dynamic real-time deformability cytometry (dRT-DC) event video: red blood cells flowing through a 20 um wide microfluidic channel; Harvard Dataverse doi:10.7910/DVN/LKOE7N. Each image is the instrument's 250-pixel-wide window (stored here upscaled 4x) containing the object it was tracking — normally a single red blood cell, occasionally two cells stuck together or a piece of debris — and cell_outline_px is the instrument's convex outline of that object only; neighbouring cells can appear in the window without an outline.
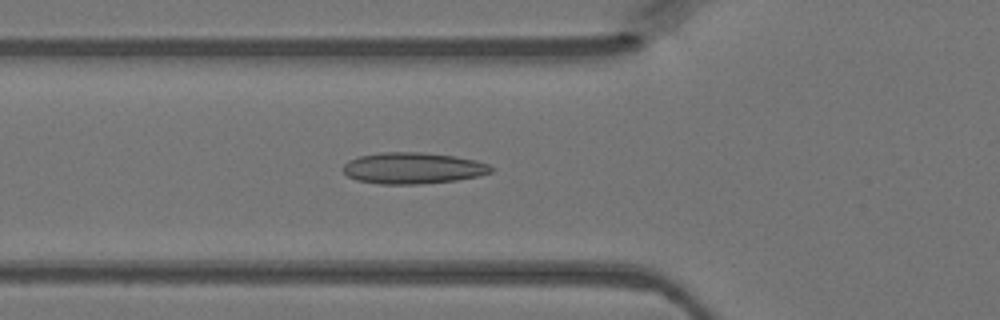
{"species": "Egyptian fruit bat (a non-hibernating species)", "species_latin": "Rousettus aegyptiacus", "temperature_condition": "warm", "stored_images_in_passage": 45, "camera_frame_rate_fps": 3000, "um_per_image_px": 0.085, "animal": {"sex": "female"}, "frame": {"image": 1, "passage_image": 15, "time_ms": 4.667, "image_size_px": [1000, 320], "cell_outline_px": [[496, 168], [492, 172], [480, 176], [456, 180], [420, 184], [380, 184], [356, 180], [348, 176], [344, 172], [344, 164], [348, 160], [360, 156], [380, 152], [424, 152], [456, 156], [476, 160], [488, 164]], "centroid_in_image_um": [35.14, 14.29], "position_along_channel_um": 90.7, "area_um2": 27.22}}
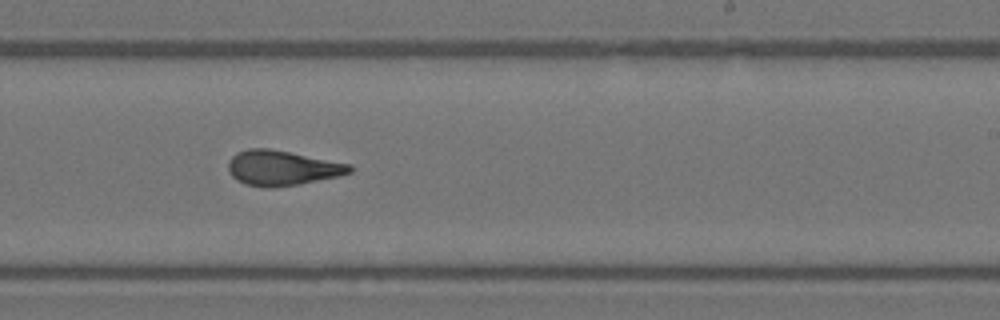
{"frame": {"image": 2, "passage_image": 27, "time_ms": 8.667, "image_size_px": [1000, 320], "cell_outline_px": [[352, 172], [336, 176], [300, 184], [276, 188], [264, 188], [244, 184], [236, 180], [228, 172], [228, 160], [236, 152], [248, 148], [268, 148], [352, 164]], "centroid_in_image_um": [23.92, 14.28], "position_along_channel_um": 265.1, "area_um2": 24.97}}
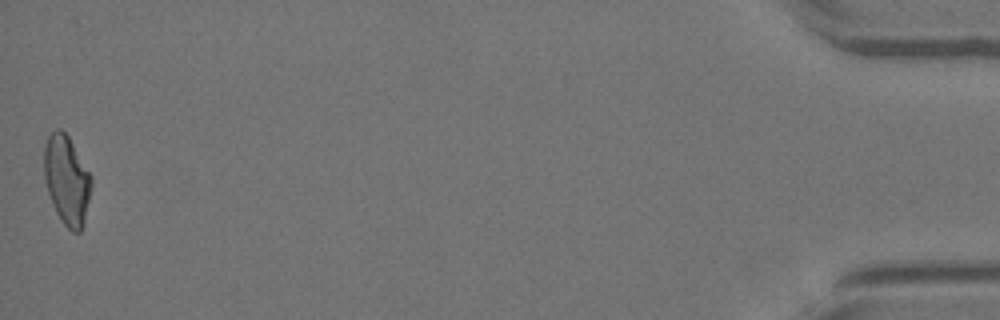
{"frame": {"image": 3, "passage_image": 45, "time_ms": 14.667, "image_size_px": [1000, 320], "cell_outline_px": [[92, 184], [84, 220], [80, 232], [72, 232], [64, 224], [56, 212], [48, 192], [44, 176], [44, 144], [48, 136], [56, 128], [60, 128], [68, 136], [92, 176]], "centroid_in_image_um": [5.67, 15.28], "position_along_channel_um": 429.5, "area_um2": 24.33}}